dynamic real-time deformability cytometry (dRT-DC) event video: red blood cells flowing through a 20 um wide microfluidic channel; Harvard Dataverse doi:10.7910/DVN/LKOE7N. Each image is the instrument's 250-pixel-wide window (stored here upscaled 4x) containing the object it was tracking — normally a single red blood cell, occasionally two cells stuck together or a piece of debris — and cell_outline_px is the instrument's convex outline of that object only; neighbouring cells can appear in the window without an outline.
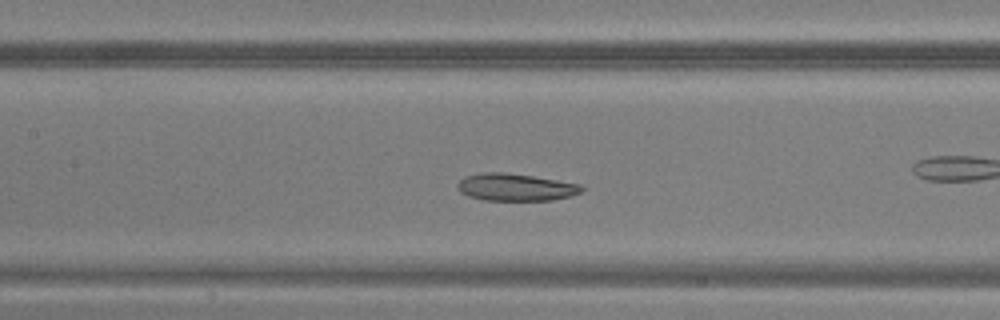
{"species": "common noctule bat (a hibernating species)", "species_latin": "Nyctalus noctula", "temperature_condition": "warm", "stored_images_in_passage": 46, "camera_frame_rate_fps": 3000, "um_per_image_px": 0.085, "animal": {"sex": "male", "body_mass_g": 20.5, "forearm_length_mm": 52.5}, "frame": {"image": 1, "passage_image": 20, "time_ms": 6.333, "image_size_px": [1000, 320], "cell_outline_px": [[584, 188], [580, 192], [572, 196], [552, 200], [484, 200], [468, 196], [460, 192], [456, 188], [456, 184], [464, 176], [480, 172], [504, 172], [532, 176], [580, 184]], "centroid_in_image_um": [43.77, 15.91], "position_along_channel_um": 163.6, "area_um2": 19.83}}